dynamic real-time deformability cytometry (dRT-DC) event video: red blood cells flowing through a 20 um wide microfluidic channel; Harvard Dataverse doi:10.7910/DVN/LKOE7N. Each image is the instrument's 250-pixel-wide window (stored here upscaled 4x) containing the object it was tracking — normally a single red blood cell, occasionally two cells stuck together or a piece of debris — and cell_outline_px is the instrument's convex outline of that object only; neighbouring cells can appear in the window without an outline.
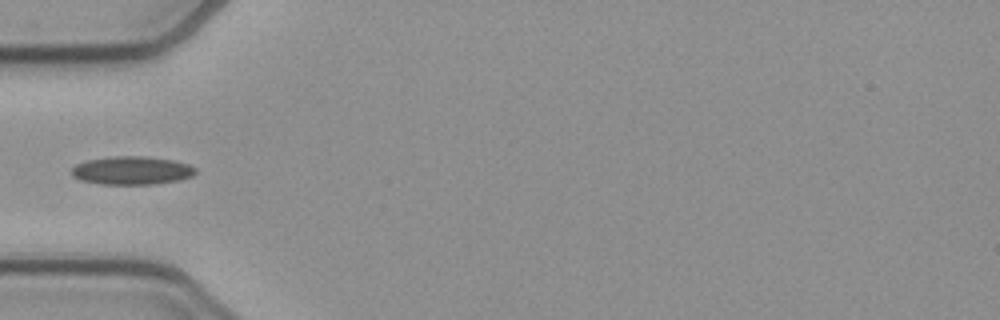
{"species": "common noctule bat (a hibernating species)", "species_latin": "Nyctalus noctula", "temperature_condition": "cold", "stored_images_in_passage": 36, "camera_frame_rate_fps": 3000, "um_per_image_px": 0.085, "animal": {"sex": "female", "body_mass_g": 21.9}, "frame": {"image": 1, "passage_image": 1, "time_ms": 0.0, "image_size_px": [1000, 320], "cell_outline_px": [[196, 172], [192, 176], [180, 180], [152, 184], [100, 184], [80, 180], [72, 176], [72, 168], [76, 164], [88, 160], [112, 156], [148, 156], [172, 160], [188, 164], [196, 168]], "centroid_in_image_um": [11.21, 14.49], "position_along_channel_um": 73.8, "area_um2": 20.46}}
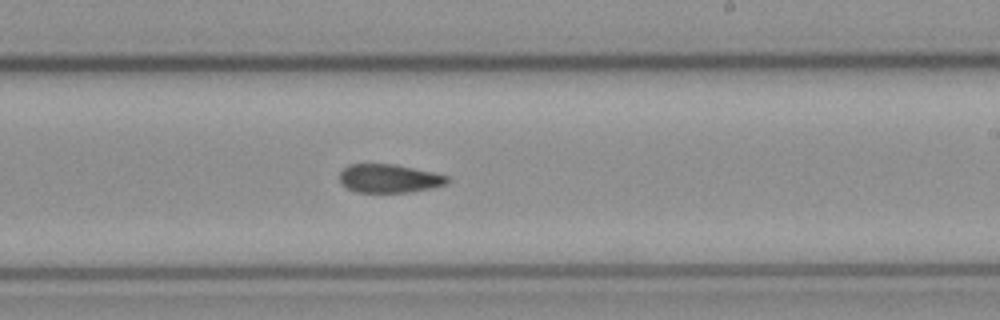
{"frame": {"image": 2, "passage_image": 15, "time_ms": 4.667, "image_size_px": [1000, 320], "cell_outline_px": [[452, 180], [448, 184], [412, 192], [356, 192], [340, 184], [340, 172], [348, 164], [396, 164], [436, 172], [448, 176]], "centroid_in_image_um": [33.13, 15.16], "position_along_channel_um": 255.9, "area_um2": 18.21}}
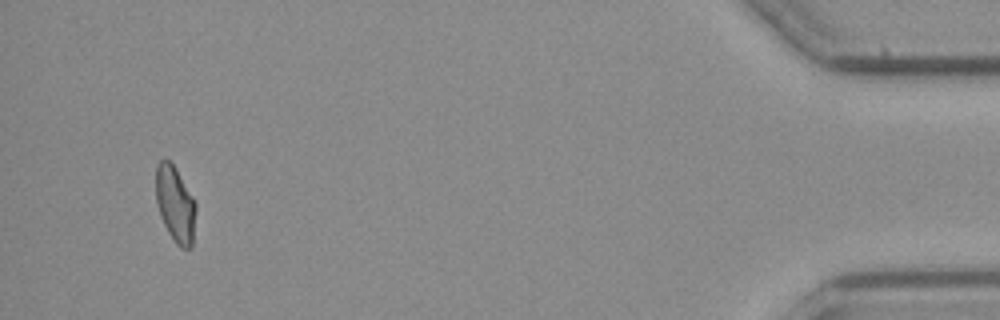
{"frame": {"image": 3, "passage_image": 34, "time_ms": 11.0, "image_size_px": [1000, 320], "cell_outline_px": [[196, 212], [192, 248], [180, 248], [176, 244], [168, 232], [160, 216], [156, 200], [156, 164], [160, 160], [168, 160], [172, 164], [192, 196], [196, 204]], "centroid_in_image_um": [14.9, 17.4], "position_along_channel_um": 420.3, "area_um2": 17.57}}